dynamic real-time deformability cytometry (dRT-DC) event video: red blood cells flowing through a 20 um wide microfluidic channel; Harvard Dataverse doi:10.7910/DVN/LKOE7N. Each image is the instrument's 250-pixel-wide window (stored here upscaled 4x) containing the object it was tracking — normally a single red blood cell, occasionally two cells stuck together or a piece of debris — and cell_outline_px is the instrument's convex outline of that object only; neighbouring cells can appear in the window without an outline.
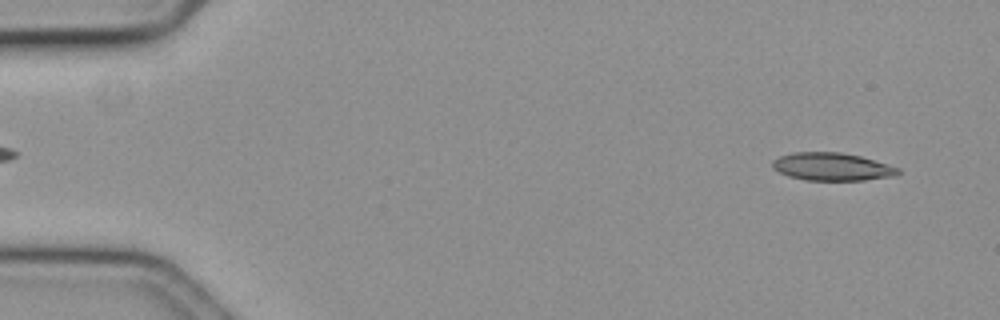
{"species": "common noctule bat (a hibernating species)", "species_latin": "Nyctalus noctula", "temperature_condition": "cold", "stored_images_in_passage": 56, "camera_frame_rate_fps": 3000, "um_per_image_px": 0.085, "animal": {"sex": "female", "body_mass_g": 19.3, "forearm_length_mm": 54.1}, "frame": {"image": 1, "passage_image": 2, "time_ms": 0.333, "image_size_px": [1000, 320], "cell_outline_px": [[900, 172], [896, 176], [864, 180], [804, 180], [788, 176], [772, 168], [772, 160], [780, 156], [796, 152], [840, 152], [860, 156], [900, 168]], "centroid_in_image_um": [70.72, 14.17], "position_along_channel_um": 14.3, "area_um2": 20.35}}
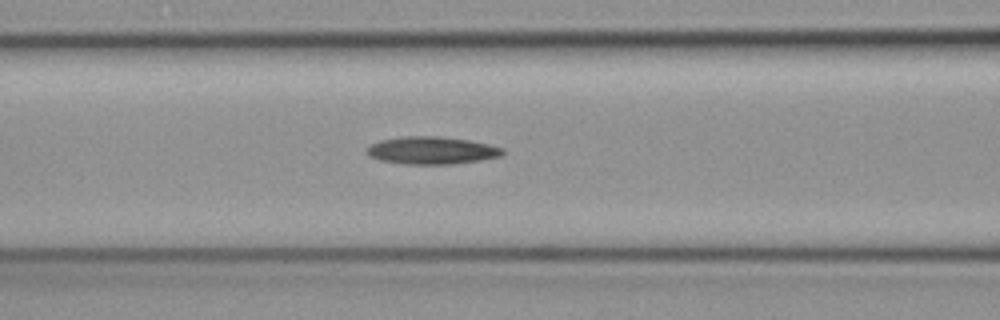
{"frame": {"image": 2, "passage_image": 22, "time_ms": 7.0, "image_size_px": [1000, 320], "cell_outline_px": [[504, 152], [500, 156], [480, 160], [452, 164], [404, 164], [380, 160], [368, 156], [364, 148], [380, 140], [404, 136], [436, 136], [468, 140], [488, 144], [504, 148]], "centroid_in_image_um": [36.65, 12.79], "position_along_channel_um": 129.9, "area_um2": 21.79}}
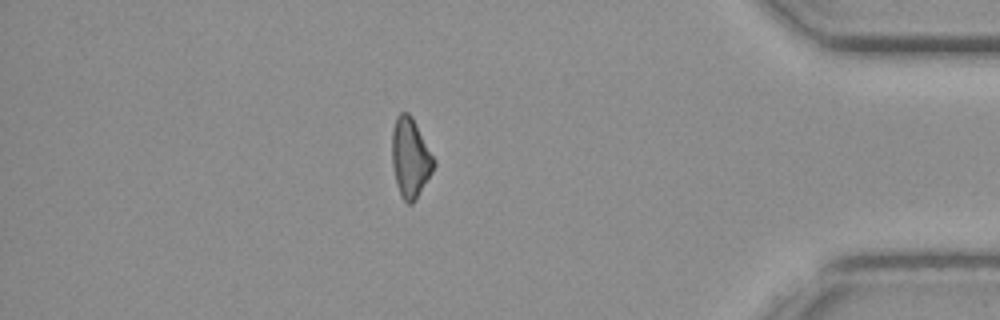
{"frame": {"image": 3, "passage_image": 48, "time_ms": 15.667, "image_size_px": [1000, 320], "cell_outline_px": [[436, 164], [432, 172], [416, 200], [412, 204], [408, 204], [400, 196], [396, 184], [392, 164], [392, 132], [396, 116], [400, 112], [408, 112], [412, 116], [436, 160]], "centroid_in_image_um": [34.88, 13.42], "position_along_channel_um": 400.3, "area_um2": 19.59}}